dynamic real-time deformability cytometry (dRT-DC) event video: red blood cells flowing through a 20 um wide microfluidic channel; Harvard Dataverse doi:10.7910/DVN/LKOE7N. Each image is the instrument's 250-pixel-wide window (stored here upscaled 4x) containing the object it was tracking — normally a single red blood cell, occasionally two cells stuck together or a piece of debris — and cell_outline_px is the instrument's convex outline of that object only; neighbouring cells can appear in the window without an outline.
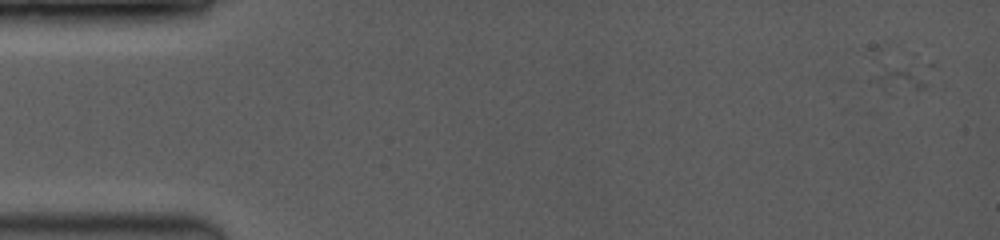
{"species": "common noctule bat (a hibernating species)", "species_latin": "Nyctalus noctula", "temperature_condition": "room temperature", "stored_images_in_passage": 13, "camera_frame_rate_fps": 3500, "um_per_image_px": 0.085, "animal": {"sex": "female", "body_mass_g": 19.0, "forearm_length_mm": 53.3}, "frame": {"image": 1, "passage_image": 1, "time_ms": 0.0, "image_size_px": [1000, 240], "cell_outline_px": [[936, 64], [928, 84], [924, 88], [892, 96], [884, 88], [876, 76], [884, 64], [912, 52]], "centroid_in_image_um": [77.01, 6.3], "position_along_channel_um": 8.0, "area_um2": 12.25}}
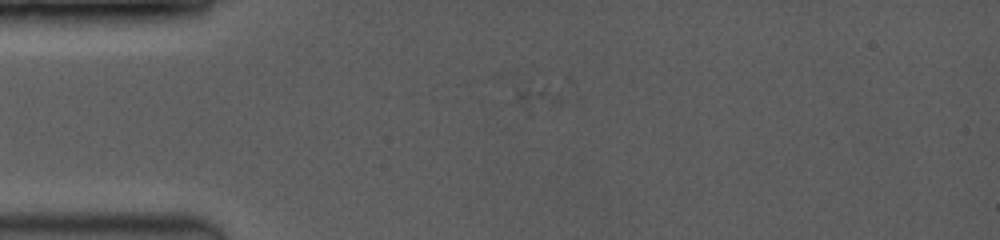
{"frame": {"image": 2, "passage_image": 11, "time_ms": 3.429, "image_size_px": [1000, 240], "cell_outline_px": [[560, 100], [528, 116], [492, 80], [492, 76], [496, 72], [512, 68], [516, 68], [528, 76], [556, 96]], "centroid_in_image_um": [44.54, 7.71], "position_along_channel_um": 40.5, "area_um2": 11.79}}